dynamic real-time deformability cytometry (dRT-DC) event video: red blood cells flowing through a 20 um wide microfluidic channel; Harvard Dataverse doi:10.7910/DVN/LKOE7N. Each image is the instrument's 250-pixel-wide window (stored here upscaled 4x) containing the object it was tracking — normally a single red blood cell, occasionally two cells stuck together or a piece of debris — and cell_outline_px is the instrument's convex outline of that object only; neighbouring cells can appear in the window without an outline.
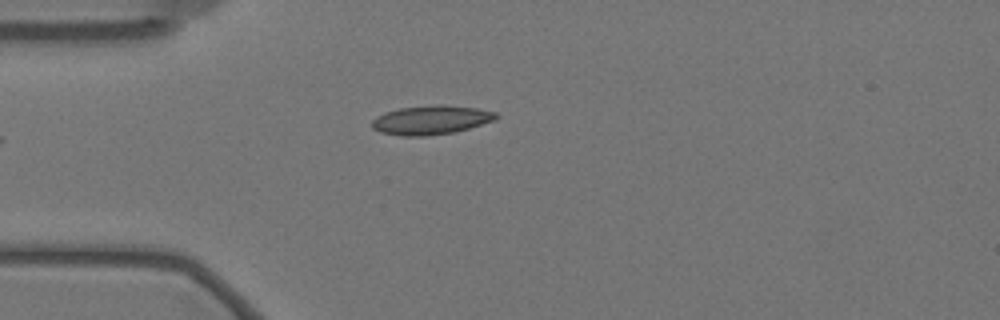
{"species": "Egyptian fruit bat (a non-hibernating species)", "species_latin": "Rousettus aegyptiacus", "temperature_condition": "warm", "stored_images_in_passage": 9, "camera_frame_rate_fps": 3000, "um_per_image_px": 0.085, "animal": {"sex": "female"}, "frame": {"image": 1, "passage_image": 1, "time_ms": 0.0, "image_size_px": [1000, 320], "cell_outline_px": [[500, 116], [496, 120], [456, 132], [424, 136], [400, 136], [380, 132], [372, 128], [372, 120], [388, 112], [400, 108], [440, 104], [476, 108], [496, 112]], "centroid_in_image_um": [36.69, 10.21], "position_along_channel_um": 48.3, "area_um2": 20.92}}
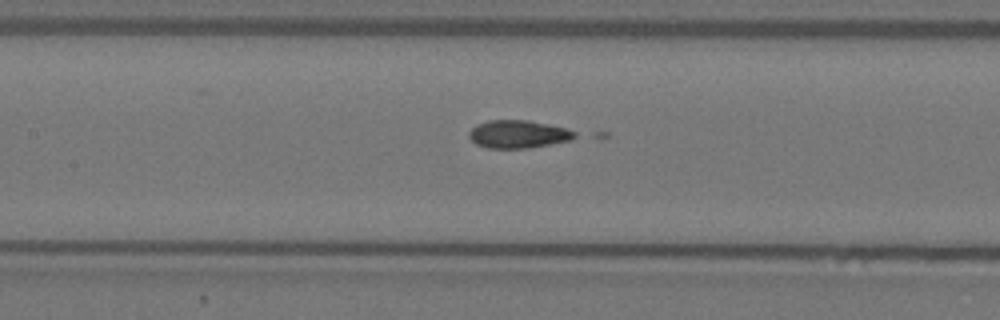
{"frame": {"image": 2, "passage_image": 7, "time_ms": 2.0, "image_size_px": [1000, 320], "cell_outline_px": [[580, 136], [572, 140], [552, 144], [528, 148], [488, 148], [476, 144], [468, 136], [468, 132], [472, 128], [488, 120], [528, 120], [548, 124], [564, 128], [576, 132]], "centroid_in_image_um": [44.09, 11.41], "position_along_channel_um": 163.3, "area_um2": 17.22}}